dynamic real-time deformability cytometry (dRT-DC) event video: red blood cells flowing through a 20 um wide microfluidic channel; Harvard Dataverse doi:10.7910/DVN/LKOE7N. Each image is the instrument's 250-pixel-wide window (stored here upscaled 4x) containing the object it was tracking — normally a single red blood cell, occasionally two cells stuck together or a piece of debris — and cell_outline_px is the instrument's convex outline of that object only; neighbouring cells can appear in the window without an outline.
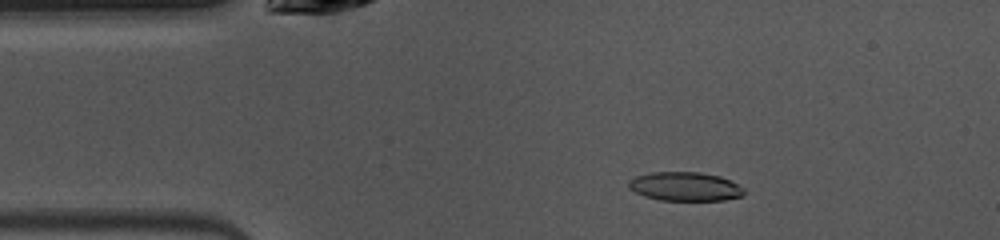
{"species": "common noctule bat (a hibernating species)", "species_latin": "Nyctalus noctula", "temperature_condition": "warm", "stored_images_in_passage": 48, "camera_frame_rate_fps": 3000, "um_per_image_px": 0.085, "animal": {"sex": "female", "body_mass_g": 10.0, "forearm_length_mm": 53.1}, "frame": {"image": 1, "passage_image": 7, "time_ms": 2.0, "image_size_px": [1000, 240], "cell_outline_px": [[744, 192], [740, 196], [724, 200], [660, 200], [644, 196], [628, 188], [628, 180], [636, 176], [652, 172], [700, 172], [720, 176], [744, 188]], "centroid_in_image_um": [58.19, 15.85], "position_along_channel_um": 26.8, "area_um2": 19.31}}
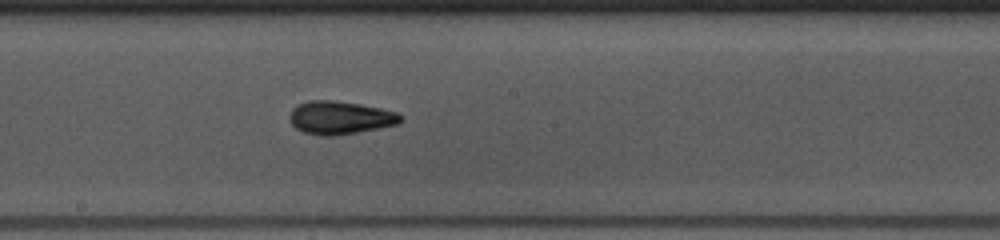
{"frame": {"image": 2, "passage_image": 24, "time_ms": 7.667, "image_size_px": [1000, 240], "cell_outline_px": [[400, 120], [396, 124], [336, 136], [320, 136], [304, 132], [296, 128], [288, 120], [288, 116], [292, 108], [296, 104], [308, 100], [332, 100], [360, 104], [380, 108], [396, 112], [400, 116]], "centroid_in_image_um": [28.8, 9.99], "position_along_channel_um": 219.4, "area_um2": 21.33}}
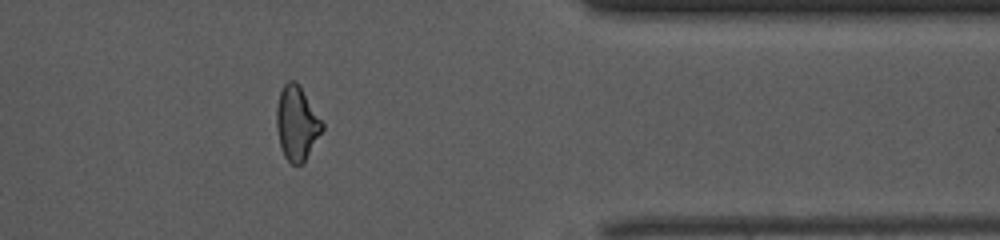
{"frame": {"image": 3, "passage_image": 38, "time_ms": 12.333, "image_size_px": [1000, 240], "cell_outline_px": [[324, 128], [304, 160], [300, 164], [292, 164], [284, 156], [280, 144], [276, 128], [276, 108], [280, 92], [284, 84], [288, 80], [296, 80], [324, 124]], "centroid_in_image_um": [25.21, 10.44], "position_along_channel_um": 386.2, "area_um2": 19.42}, "authors_computed_cell_mechanics": {"area_um2": 20.1722, "velocity_mm_per_s": 4.0289, "shape_relaxation_time_tau1_ms": 4.6562, "shape_relaxation_time_tau2_ms": 3.0318, "deformation_change_tau1": 0.1774, "deformation_change_tau2": 0.1016}}